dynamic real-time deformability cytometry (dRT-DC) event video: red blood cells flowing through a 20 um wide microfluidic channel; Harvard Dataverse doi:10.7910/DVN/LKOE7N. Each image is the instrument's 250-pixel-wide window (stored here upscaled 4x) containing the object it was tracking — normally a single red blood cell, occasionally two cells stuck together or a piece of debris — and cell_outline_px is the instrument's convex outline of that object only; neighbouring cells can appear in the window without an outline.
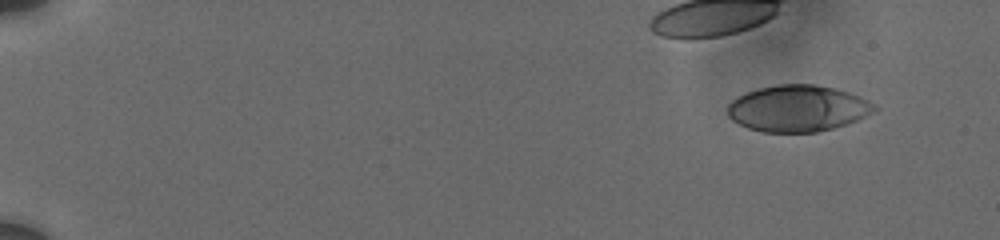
{"species": "human", "species_latin": "Homo sapiens", "temperature_condition": "cold", "stored_images_in_passage": 40, "camera_frame_rate_fps": 3000, "um_per_image_px": 0.085, "donor": {"sex": "male"}, "frame": {"image": 1, "passage_image": 1, "time_ms": 0.0, "image_size_px": [1000, 240], "cell_outline_px": [[880, 108], [876, 112], [848, 124], [816, 132], [760, 132], [748, 128], [732, 120], [728, 116], [728, 104], [736, 96], [756, 88], [776, 84], [816, 84], [836, 88], [860, 96], [876, 104]], "centroid_in_image_um": [67.84, 9.2], "position_along_channel_um": 17.2, "area_um2": 40.29}}
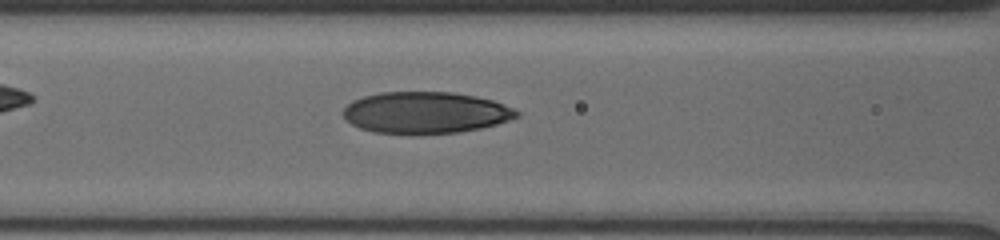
{"frame": {"image": 2, "passage_image": 32, "time_ms": 7.333, "image_size_px": [1000, 240], "cell_outline_px": [[520, 116], [496, 124], [480, 128], [460, 132], [416, 136], [408, 136], [372, 132], [360, 128], [352, 124], [344, 116], [344, 108], [352, 100], [364, 96], [380, 92], [452, 92], [476, 96], [492, 100], [516, 108], [520, 112]], "centroid_in_image_um": [36.18, 9.6], "position_along_channel_um": 130.4, "area_um2": 42.89}}
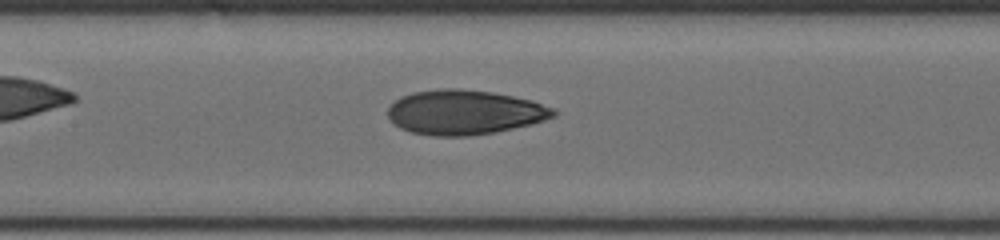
{"frame": {"image": 3, "passage_image": 38, "time_ms": 8.333, "image_size_px": [1000, 240], "cell_outline_px": [[560, 112], [556, 116], [532, 124], [496, 132], [468, 136], [432, 136], [412, 132], [400, 128], [392, 124], [388, 116], [388, 108], [400, 96], [412, 92], [440, 88], [460, 88], [492, 92], [532, 100], [552, 108]], "centroid_in_image_um": [39.47, 9.54], "position_along_channel_um": 167.9, "area_um2": 43.41}}